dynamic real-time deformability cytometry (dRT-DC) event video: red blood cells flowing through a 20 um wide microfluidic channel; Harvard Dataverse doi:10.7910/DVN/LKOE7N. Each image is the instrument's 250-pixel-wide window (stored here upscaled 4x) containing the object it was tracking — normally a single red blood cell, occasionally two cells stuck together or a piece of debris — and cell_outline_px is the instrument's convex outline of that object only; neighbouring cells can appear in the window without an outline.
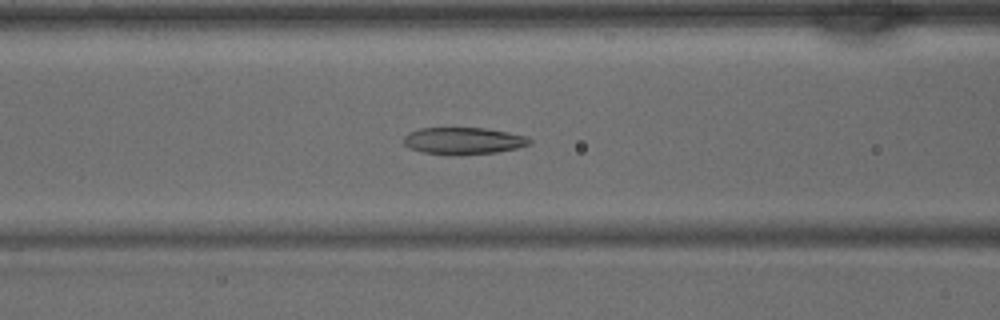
{"species": "common noctule bat (a hibernating species)", "species_latin": "Nyctalus noctula", "temperature_condition": "warm", "stored_images_in_passage": 42, "segment_of_instrument_passage": [1, 2], "camera_frame_rate_fps": 3000, "um_per_image_px": 0.085, "animal": {"sex": "male", "body_mass_g": 15.6}, "frame": {"image": 1, "passage_image": 16, "time_ms": 5.0, "image_size_px": [1000, 320], "cell_outline_px": [[532, 144], [516, 148], [496, 152], [452, 156], [448, 156], [424, 152], [408, 148], [404, 144], [404, 136], [408, 132], [420, 128], [484, 128], [508, 132], [524, 136], [532, 140]], "centroid_in_image_um": [39.35, 11.98], "position_along_channel_um": 127.2, "area_um2": 19.94}}
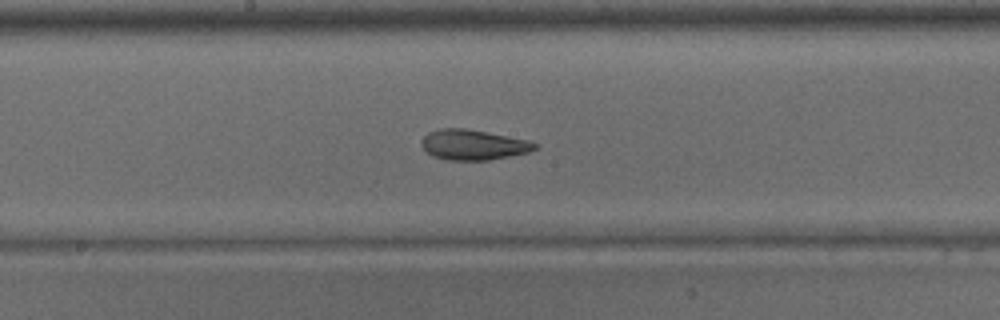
{"frame": {"image": 2, "passage_image": 21, "time_ms": 6.667, "image_size_px": [1000, 320], "cell_outline_px": [[536, 148], [528, 152], [488, 160], [448, 160], [432, 156], [420, 144], [420, 140], [428, 132], [440, 128], [464, 128], [528, 140], [536, 144]], "centroid_in_image_um": [40.16, 12.3], "position_along_channel_um": 208.0, "area_um2": 19.77}}
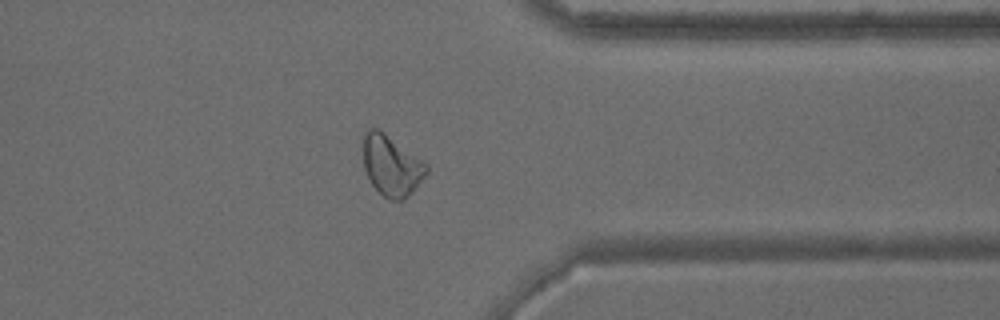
{"frame": {"image": 3, "passage_image": 32, "time_ms": 10.333, "image_size_px": [1000, 320], "cell_outline_px": [[428, 172], [416, 188], [404, 200], [392, 200], [384, 196], [372, 184], [364, 168], [364, 132], [368, 128], [376, 128], [384, 132], [428, 164]], "centroid_in_image_um": [33.3, 14.07], "position_along_channel_um": 378.1, "area_um2": 22.14}}